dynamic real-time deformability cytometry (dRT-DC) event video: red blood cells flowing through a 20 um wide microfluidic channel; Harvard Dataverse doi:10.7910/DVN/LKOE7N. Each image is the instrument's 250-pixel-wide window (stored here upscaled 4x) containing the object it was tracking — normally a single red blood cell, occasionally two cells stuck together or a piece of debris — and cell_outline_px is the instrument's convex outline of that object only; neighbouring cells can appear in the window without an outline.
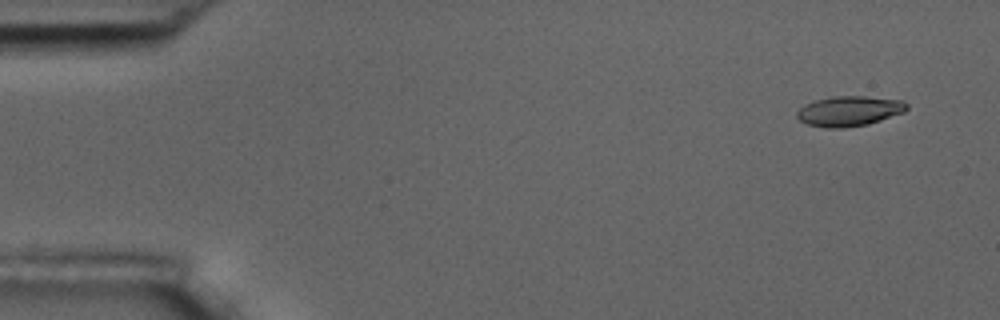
{"species": "common noctule bat (a hibernating species)", "species_latin": "Nyctalus noctula", "temperature_condition": "room temperature", "stored_images_in_passage": 10, "camera_frame_rate_fps": 3000, "um_per_image_px": 0.085, "animal": {"sex": "male", "body_mass_g": 17.5, "forearm_length_mm": 52.3}, "frame": {"image": 1, "passage_image": 1, "time_ms": 0.0, "image_size_px": [1000, 320], "cell_outline_px": [[908, 108], [904, 112], [868, 124], [844, 128], [824, 128], [808, 124], [800, 120], [796, 116], [796, 112], [804, 104], [816, 100], [832, 96], [864, 96], [904, 100], [908, 104]], "centroid_in_image_um": [72.19, 9.44], "position_along_channel_um": 12.8, "area_um2": 19.36}}
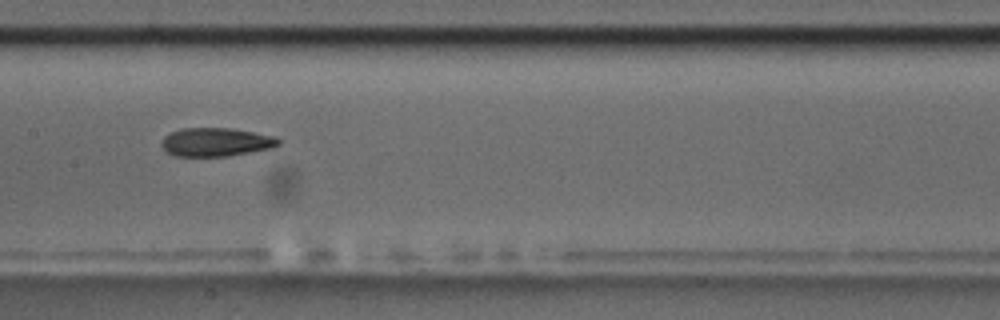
{"frame": {"image": 2, "passage_image": 8, "time_ms": 8.0, "image_size_px": [1000, 320], "cell_outline_px": [[280, 144], [272, 148], [228, 156], [176, 156], [168, 152], [160, 144], [164, 136], [172, 132], [184, 128], [232, 128], [276, 136], [280, 140]], "centroid_in_image_um": [18.39, 12.07], "position_along_channel_um": 189.0, "area_um2": 19.42}}
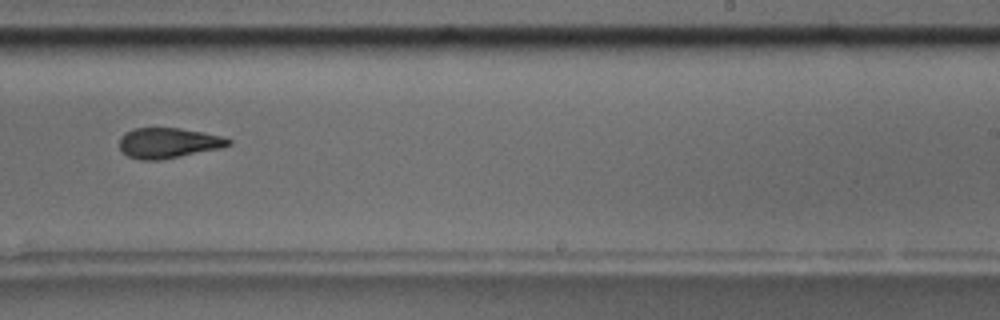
{"frame": {"image": 3, "passage_image": 10, "time_ms": 10.333, "image_size_px": [1000, 320], "cell_outline_px": [[232, 144], [220, 148], [160, 160], [140, 160], [128, 156], [120, 148], [120, 136], [124, 132], [132, 128], [180, 128], [204, 132], [224, 136], [232, 140]], "centroid_in_image_um": [14.31, 12.14], "position_along_channel_um": 274.7, "area_um2": 19.36}}